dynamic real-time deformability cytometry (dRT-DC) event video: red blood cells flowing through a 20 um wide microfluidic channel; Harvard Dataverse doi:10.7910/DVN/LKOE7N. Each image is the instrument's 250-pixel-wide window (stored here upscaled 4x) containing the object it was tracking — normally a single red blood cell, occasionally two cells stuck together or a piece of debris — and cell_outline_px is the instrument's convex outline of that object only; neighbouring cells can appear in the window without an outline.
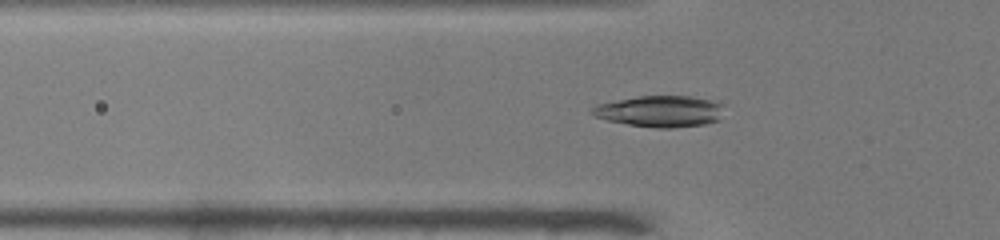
{"species": "common noctule bat (a hibernating species)", "species_latin": "Nyctalus noctula", "temperature_condition": "warm", "stored_images_in_passage": 41, "camera_frame_rate_fps": 3000, "um_per_image_px": 0.085, "animal": {"sex": "male", "body_mass_g": 19.0, "forearm_length_mm": 50.8}, "frame": {"image": 1, "passage_image": 7, "time_ms": 2.0, "image_size_px": [1000, 240], "cell_outline_px": [[720, 120], [704, 124], [672, 128], [656, 128], [628, 124], [608, 120], [592, 116], [588, 112], [596, 104], [640, 96], [692, 96], [708, 100], [720, 104]], "centroid_in_image_um": [56.03, 9.47], "position_along_channel_um": 69.8, "area_um2": 23.81}}
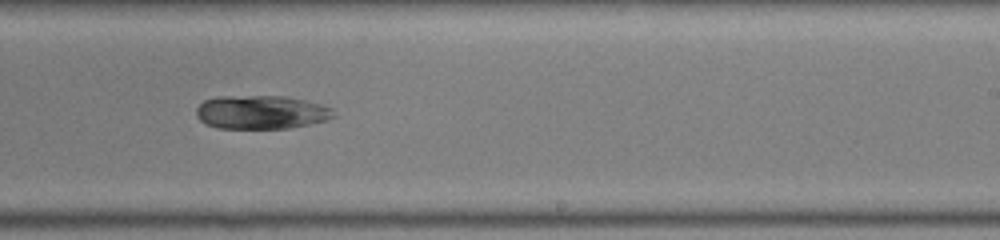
{"frame": {"image": 2, "passage_image": 22, "time_ms": 7.0, "image_size_px": [1000, 240], "cell_outline_px": [[336, 116], [328, 120], [288, 128], [216, 128], [200, 120], [196, 116], [196, 108], [204, 100], [216, 96], [284, 96], [304, 100], [320, 104], [332, 108], [336, 112]], "centroid_in_image_um": [22.21, 9.53], "position_along_channel_um": 266.8, "area_um2": 26.99}}
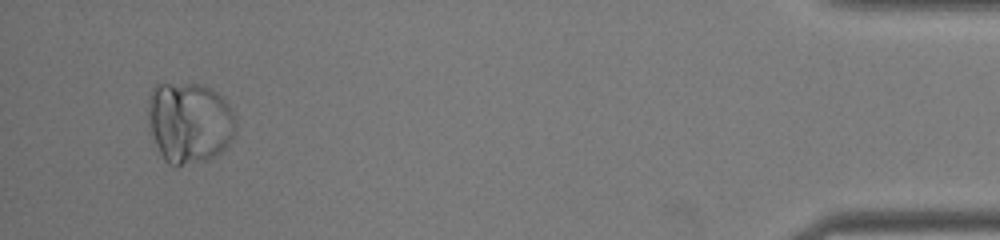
{"frame": {"image": 3, "passage_image": 39, "time_ms": 12.667, "image_size_px": [1000, 240], "cell_outline_px": [[236, 132], [228, 144], [220, 152], [204, 160], [176, 168], [168, 164], [164, 160], [156, 144], [148, 120], [148, 96], [152, 88], [156, 84], [204, 84], [212, 88], [224, 100], [232, 112], [236, 120]], "centroid_in_image_um": [16.08, 10.41], "position_along_channel_um": 419.1, "area_um2": 41.56}, "authors_computed_cell_mechanics": {"area_um2": 26.7614, "velocity_mm_per_s": 3.9429, "shape_relaxation_time_tau1_ms": 2.4124, "shape_relaxation_time_tau2_ms": null, "deformation_change_tau1": 0.019, "deformation_change_tau2": null}}